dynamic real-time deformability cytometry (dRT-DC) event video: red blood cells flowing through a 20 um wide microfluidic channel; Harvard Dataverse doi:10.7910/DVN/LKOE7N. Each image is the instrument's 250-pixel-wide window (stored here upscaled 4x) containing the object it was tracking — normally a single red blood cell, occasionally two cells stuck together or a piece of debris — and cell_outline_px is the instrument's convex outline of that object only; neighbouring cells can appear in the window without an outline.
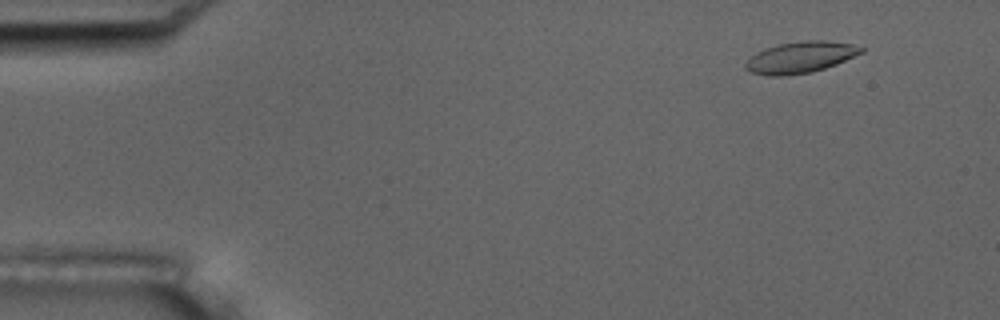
{"species": "common noctule bat (a hibernating species)", "species_latin": "Nyctalus noctula", "temperature_condition": "room temperature", "stored_images_in_passage": 5, "camera_frame_rate_fps": 3000, "um_per_image_px": 0.085, "animal": {"sex": "male", "body_mass_g": 17.5, "forearm_length_mm": 52.3}, "frame": {"image": 1, "passage_image": 2, "time_ms": 1.333, "image_size_px": [1000, 320], "cell_outline_px": [[864, 52], [836, 64], [812, 72], [788, 76], [768, 76], [752, 72], [744, 68], [744, 64], [756, 52], [780, 44], [804, 40], [824, 40], [852, 44], [864, 48]], "centroid_in_image_um": [68.04, 4.88], "position_along_channel_um": 17.0, "area_um2": 21.04}}
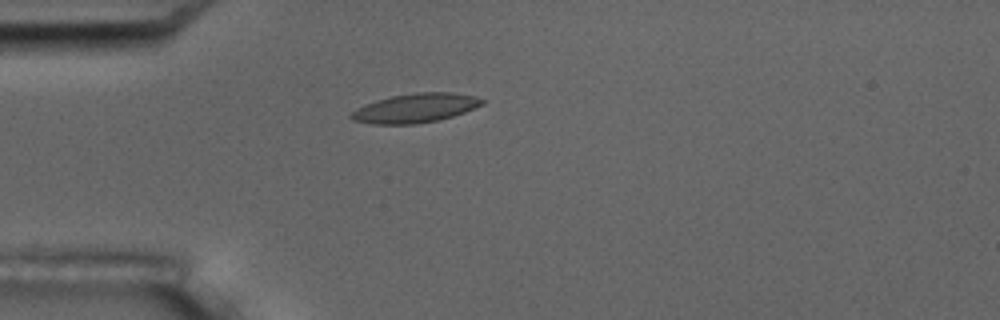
{"frame": {"image": 2, "passage_image": 5, "time_ms": 4.667, "image_size_px": [1000, 320], "cell_outline_px": [[484, 104], [464, 112], [452, 116], [436, 120], [416, 124], [372, 124], [352, 120], [348, 116], [356, 108], [364, 104], [376, 100], [392, 96], [416, 92], [452, 92], [476, 96], [484, 100]], "centroid_in_image_um": [35.28, 9.18], "position_along_channel_um": 49.7, "area_um2": 22.25}}